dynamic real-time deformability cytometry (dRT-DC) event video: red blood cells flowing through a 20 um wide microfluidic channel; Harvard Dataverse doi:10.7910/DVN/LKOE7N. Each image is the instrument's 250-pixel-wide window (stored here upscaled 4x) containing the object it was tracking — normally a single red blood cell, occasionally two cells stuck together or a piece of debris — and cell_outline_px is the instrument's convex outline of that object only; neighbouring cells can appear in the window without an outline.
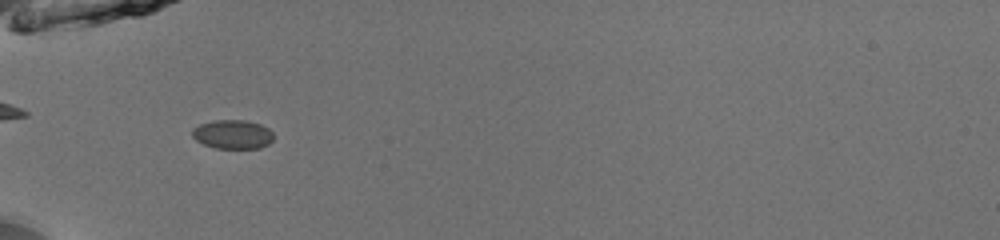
{"species": "common noctule bat (a hibernating species)", "species_latin": "Nyctalus noctula", "temperature_condition": "room temperature", "stored_images_in_passage": 35, "camera_frame_rate_fps": 3000, "um_per_image_px": 0.085, "animal": {"sex": "male", "body_mass_g": 13.0, "forearm_length_mm": 53.1}, "frame": {"image": 1, "passage_image": 2, "time_ms": 0.333, "image_size_px": [1000, 240], "cell_outline_px": [[272, 140], [268, 144], [260, 148], [216, 148], [204, 144], [196, 140], [192, 136], [192, 128], [200, 124], [212, 120], [244, 120], [260, 124], [268, 128], [272, 132]], "centroid_in_image_um": [19.76, 11.41], "position_along_channel_um": 65.2, "area_um2": 13.7}}
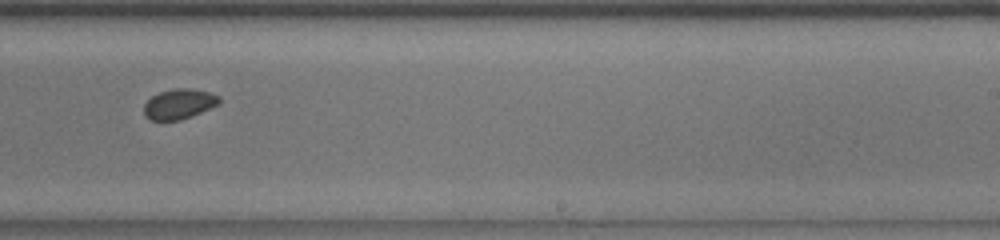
{"frame": {"image": 2, "passage_image": 18, "time_ms": 5.667, "image_size_px": [1000, 240], "cell_outline_px": [[220, 104], [180, 120], [148, 120], [144, 116], [144, 104], [152, 96], [160, 92], [176, 88], [188, 88], [208, 92], [220, 96]], "centroid_in_image_um": [15.21, 8.84], "position_along_channel_um": 273.8, "area_um2": 13.12}}
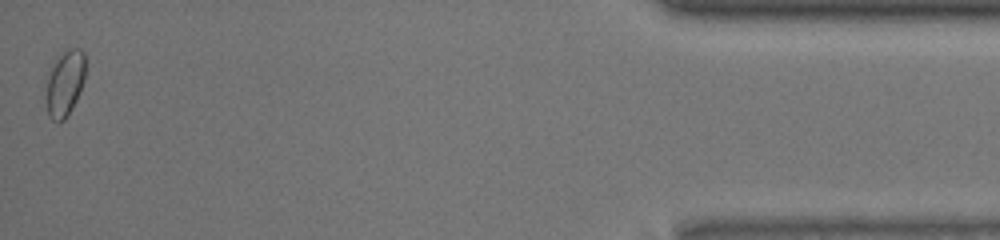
{"frame": {"image": 3, "passage_image": 35, "time_ms": 11.333, "image_size_px": [1000, 240], "cell_outline_px": [[84, 80], [76, 100], [68, 116], [64, 120], [56, 124], [48, 116], [48, 76], [56, 60], [68, 48], [80, 48], [84, 52]], "centroid_in_image_um": [5.54, 7.11], "position_along_channel_um": 429.7, "area_um2": 14.62}, "authors_computed_cell_mechanics": {"area_um2": 13.6986, "velocity_mm_per_s": 3.9873, "shape_relaxation_time_tau1_ms": 0.7289, "shape_relaxation_time_tau2_ms": null, "deformation_change_tau1": 0.0318, "deformation_change_tau2": null}}